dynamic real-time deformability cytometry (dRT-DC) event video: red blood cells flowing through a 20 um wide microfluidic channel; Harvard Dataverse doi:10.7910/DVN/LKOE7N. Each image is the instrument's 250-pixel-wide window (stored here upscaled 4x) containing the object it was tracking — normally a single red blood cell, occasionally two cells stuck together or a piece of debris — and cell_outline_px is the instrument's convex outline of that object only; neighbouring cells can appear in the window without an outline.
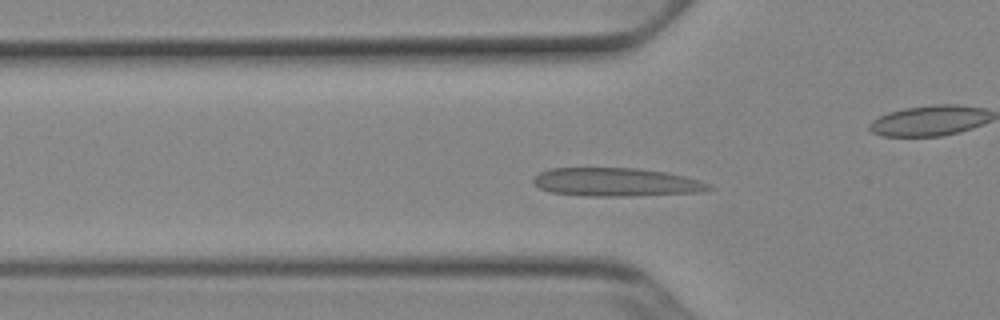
{"species": "Egyptian fruit bat (a non-hibernating species)", "species_latin": "Rousettus aegyptiacus", "temperature_condition": "cold", "stored_images_in_passage": 52, "camera_frame_rate_fps": 3000, "um_per_image_px": 0.085, "animal": {"sex": "female"}, "frame": {"image": 1, "passage_image": 16, "time_ms": 5.0, "image_size_px": [1000, 320], "cell_outline_px": [[716, 188], [700, 192], [624, 196], [584, 196], [552, 192], [540, 188], [532, 184], [532, 180], [540, 172], [548, 168], [636, 168], [664, 172], [684, 176], [700, 180], [712, 184]], "centroid_in_image_um": [52.38, 15.48], "position_along_channel_um": 73.4, "area_um2": 29.13}}
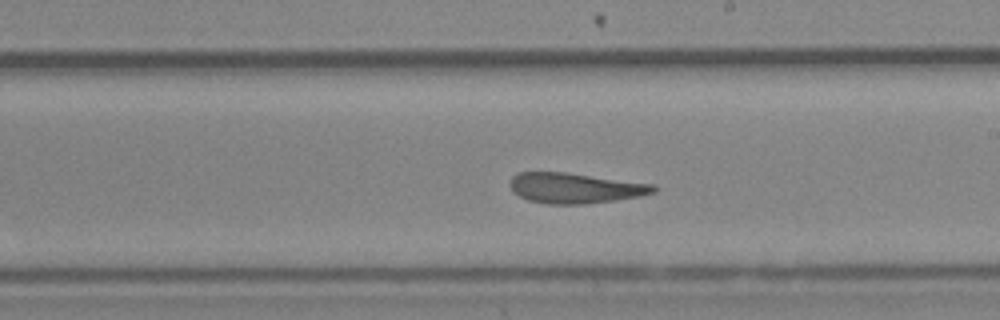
{"frame": {"image": 2, "passage_image": 29, "time_ms": 9.333, "image_size_px": [1000, 320], "cell_outline_px": [[656, 192], [640, 196], [616, 200], [584, 204], [548, 204], [528, 200], [512, 192], [512, 176], [516, 172], [568, 172], [656, 184]], "centroid_in_image_um": [48.92, 15.98], "position_along_channel_um": 240.1, "area_um2": 25.55}}
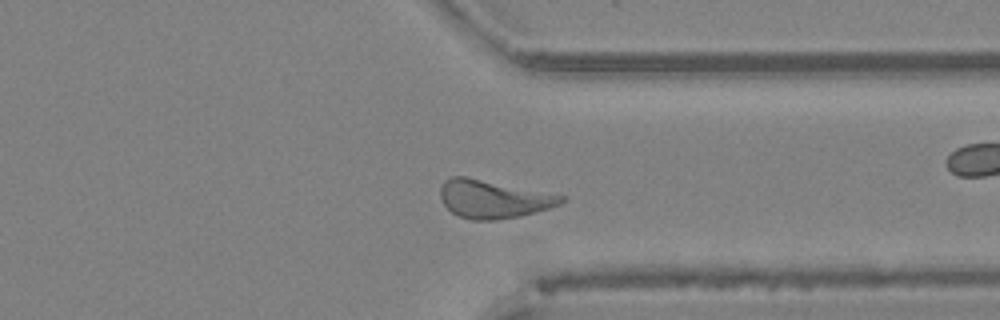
{"frame": {"image": 3, "passage_image": 39, "time_ms": 12.667, "image_size_px": [1000, 320], "cell_outline_px": [[564, 200], [560, 204], [548, 208], [520, 216], [496, 220], [472, 220], [456, 216], [444, 204], [440, 196], [440, 188], [444, 180], [452, 176], [468, 176], [564, 196]], "centroid_in_image_um": [41.87, 16.91], "position_along_channel_um": 369.5, "area_um2": 26.76}, "authors_computed_cell_mechanics": {"area_um2": 26.6458, "velocity_mm_per_s": 3.8683, "shape_relaxation_time_tau1_ms": 6.1595, "shape_relaxation_time_tau2_ms": 1.4591, "deformation_change_tau1": 0.1693, "deformation_change_tau2": 0.0726}}